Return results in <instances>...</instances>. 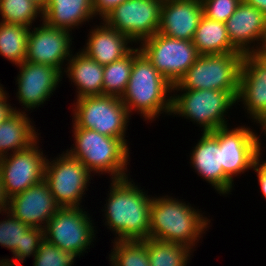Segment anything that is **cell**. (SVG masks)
Returning a JSON list of instances; mask_svg holds the SVG:
<instances>
[{
    "label": "cell",
    "mask_w": 266,
    "mask_h": 266,
    "mask_svg": "<svg viewBox=\"0 0 266 266\" xmlns=\"http://www.w3.org/2000/svg\"><path fill=\"white\" fill-rule=\"evenodd\" d=\"M16 97L25 112L38 108L53 95L52 92L59 87L63 78L62 73L53 66L46 64H35L23 61L17 65ZM29 109V110H28Z\"/></svg>",
    "instance_id": "cell-15"
},
{
    "label": "cell",
    "mask_w": 266,
    "mask_h": 266,
    "mask_svg": "<svg viewBox=\"0 0 266 266\" xmlns=\"http://www.w3.org/2000/svg\"><path fill=\"white\" fill-rule=\"evenodd\" d=\"M251 55L255 59H266V28L257 49Z\"/></svg>",
    "instance_id": "cell-37"
},
{
    "label": "cell",
    "mask_w": 266,
    "mask_h": 266,
    "mask_svg": "<svg viewBox=\"0 0 266 266\" xmlns=\"http://www.w3.org/2000/svg\"><path fill=\"white\" fill-rule=\"evenodd\" d=\"M9 197L5 193L4 184L0 175V214L8 211Z\"/></svg>",
    "instance_id": "cell-38"
},
{
    "label": "cell",
    "mask_w": 266,
    "mask_h": 266,
    "mask_svg": "<svg viewBox=\"0 0 266 266\" xmlns=\"http://www.w3.org/2000/svg\"><path fill=\"white\" fill-rule=\"evenodd\" d=\"M266 16V0H244Z\"/></svg>",
    "instance_id": "cell-39"
},
{
    "label": "cell",
    "mask_w": 266,
    "mask_h": 266,
    "mask_svg": "<svg viewBox=\"0 0 266 266\" xmlns=\"http://www.w3.org/2000/svg\"><path fill=\"white\" fill-rule=\"evenodd\" d=\"M266 69V59H256Z\"/></svg>",
    "instance_id": "cell-43"
},
{
    "label": "cell",
    "mask_w": 266,
    "mask_h": 266,
    "mask_svg": "<svg viewBox=\"0 0 266 266\" xmlns=\"http://www.w3.org/2000/svg\"><path fill=\"white\" fill-rule=\"evenodd\" d=\"M109 254L111 266H151L148 259L147 239L112 241Z\"/></svg>",
    "instance_id": "cell-29"
},
{
    "label": "cell",
    "mask_w": 266,
    "mask_h": 266,
    "mask_svg": "<svg viewBox=\"0 0 266 266\" xmlns=\"http://www.w3.org/2000/svg\"><path fill=\"white\" fill-rule=\"evenodd\" d=\"M130 180L129 177L111 180L105 200V226L115 233L113 241L145 240L150 235L153 197Z\"/></svg>",
    "instance_id": "cell-1"
},
{
    "label": "cell",
    "mask_w": 266,
    "mask_h": 266,
    "mask_svg": "<svg viewBox=\"0 0 266 266\" xmlns=\"http://www.w3.org/2000/svg\"><path fill=\"white\" fill-rule=\"evenodd\" d=\"M95 17L93 0H49L43 9V22L72 32Z\"/></svg>",
    "instance_id": "cell-24"
},
{
    "label": "cell",
    "mask_w": 266,
    "mask_h": 266,
    "mask_svg": "<svg viewBox=\"0 0 266 266\" xmlns=\"http://www.w3.org/2000/svg\"><path fill=\"white\" fill-rule=\"evenodd\" d=\"M200 212L190 203L186 204L185 201L169 195L153 197L149 238L183 244L190 249L195 248L211 222Z\"/></svg>",
    "instance_id": "cell-3"
},
{
    "label": "cell",
    "mask_w": 266,
    "mask_h": 266,
    "mask_svg": "<svg viewBox=\"0 0 266 266\" xmlns=\"http://www.w3.org/2000/svg\"><path fill=\"white\" fill-rule=\"evenodd\" d=\"M225 24L231 44L240 53L251 55L257 49L266 28V16L242 0Z\"/></svg>",
    "instance_id": "cell-19"
},
{
    "label": "cell",
    "mask_w": 266,
    "mask_h": 266,
    "mask_svg": "<svg viewBox=\"0 0 266 266\" xmlns=\"http://www.w3.org/2000/svg\"><path fill=\"white\" fill-rule=\"evenodd\" d=\"M139 46L140 51L172 85L178 83L199 57L192 41L170 38L158 32L143 40Z\"/></svg>",
    "instance_id": "cell-10"
},
{
    "label": "cell",
    "mask_w": 266,
    "mask_h": 266,
    "mask_svg": "<svg viewBox=\"0 0 266 266\" xmlns=\"http://www.w3.org/2000/svg\"><path fill=\"white\" fill-rule=\"evenodd\" d=\"M75 256L43 239L33 259V266H73Z\"/></svg>",
    "instance_id": "cell-32"
},
{
    "label": "cell",
    "mask_w": 266,
    "mask_h": 266,
    "mask_svg": "<svg viewBox=\"0 0 266 266\" xmlns=\"http://www.w3.org/2000/svg\"><path fill=\"white\" fill-rule=\"evenodd\" d=\"M202 16L201 0H163L158 33L192 41Z\"/></svg>",
    "instance_id": "cell-18"
},
{
    "label": "cell",
    "mask_w": 266,
    "mask_h": 266,
    "mask_svg": "<svg viewBox=\"0 0 266 266\" xmlns=\"http://www.w3.org/2000/svg\"><path fill=\"white\" fill-rule=\"evenodd\" d=\"M9 93H5L1 98H0V124L7 120L11 115H13L16 111H21L19 108L12 107L9 101L7 99L9 98L8 95Z\"/></svg>",
    "instance_id": "cell-36"
},
{
    "label": "cell",
    "mask_w": 266,
    "mask_h": 266,
    "mask_svg": "<svg viewBox=\"0 0 266 266\" xmlns=\"http://www.w3.org/2000/svg\"><path fill=\"white\" fill-rule=\"evenodd\" d=\"M126 0H93V10L95 17L102 20L111 10Z\"/></svg>",
    "instance_id": "cell-34"
},
{
    "label": "cell",
    "mask_w": 266,
    "mask_h": 266,
    "mask_svg": "<svg viewBox=\"0 0 266 266\" xmlns=\"http://www.w3.org/2000/svg\"><path fill=\"white\" fill-rule=\"evenodd\" d=\"M203 15L208 19L226 22L242 0H201Z\"/></svg>",
    "instance_id": "cell-33"
},
{
    "label": "cell",
    "mask_w": 266,
    "mask_h": 266,
    "mask_svg": "<svg viewBox=\"0 0 266 266\" xmlns=\"http://www.w3.org/2000/svg\"><path fill=\"white\" fill-rule=\"evenodd\" d=\"M194 249L173 242L147 238L148 259L151 266H187Z\"/></svg>",
    "instance_id": "cell-28"
},
{
    "label": "cell",
    "mask_w": 266,
    "mask_h": 266,
    "mask_svg": "<svg viewBox=\"0 0 266 266\" xmlns=\"http://www.w3.org/2000/svg\"><path fill=\"white\" fill-rule=\"evenodd\" d=\"M199 55L239 52L230 42L226 24L202 16L192 39Z\"/></svg>",
    "instance_id": "cell-26"
},
{
    "label": "cell",
    "mask_w": 266,
    "mask_h": 266,
    "mask_svg": "<svg viewBox=\"0 0 266 266\" xmlns=\"http://www.w3.org/2000/svg\"><path fill=\"white\" fill-rule=\"evenodd\" d=\"M22 264L20 263L19 260L14 259H0V266H21Z\"/></svg>",
    "instance_id": "cell-40"
},
{
    "label": "cell",
    "mask_w": 266,
    "mask_h": 266,
    "mask_svg": "<svg viewBox=\"0 0 266 266\" xmlns=\"http://www.w3.org/2000/svg\"><path fill=\"white\" fill-rule=\"evenodd\" d=\"M29 31L21 24L0 22V55L16 66L25 61Z\"/></svg>",
    "instance_id": "cell-27"
},
{
    "label": "cell",
    "mask_w": 266,
    "mask_h": 266,
    "mask_svg": "<svg viewBox=\"0 0 266 266\" xmlns=\"http://www.w3.org/2000/svg\"><path fill=\"white\" fill-rule=\"evenodd\" d=\"M74 102L73 119L79 128L119 138L127 145L125 138L130 114L120 97L112 95L86 96ZM74 120V121H73Z\"/></svg>",
    "instance_id": "cell-7"
},
{
    "label": "cell",
    "mask_w": 266,
    "mask_h": 266,
    "mask_svg": "<svg viewBox=\"0 0 266 266\" xmlns=\"http://www.w3.org/2000/svg\"><path fill=\"white\" fill-rule=\"evenodd\" d=\"M257 124L259 123V126H261V132H264V135L266 136V114L260 118L257 122Z\"/></svg>",
    "instance_id": "cell-41"
},
{
    "label": "cell",
    "mask_w": 266,
    "mask_h": 266,
    "mask_svg": "<svg viewBox=\"0 0 266 266\" xmlns=\"http://www.w3.org/2000/svg\"><path fill=\"white\" fill-rule=\"evenodd\" d=\"M64 69L66 74L77 88V98L103 95L104 65L97 63L82 51L73 54ZM66 72V73H65Z\"/></svg>",
    "instance_id": "cell-23"
},
{
    "label": "cell",
    "mask_w": 266,
    "mask_h": 266,
    "mask_svg": "<svg viewBox=\"0 0 266 266\" xmlns=\"http://www.w3.org/2000/svg\"><path fill=\"white\" fill-rule=\"evenodd\" d=\"M81 207H60L44 229V239L76 258L96 239L90 214Z\"/></svg>",
    "instance_id": "cell-8"
},
{
    "label": "cell",
    "mask_w": 266,
    "mask_h": 266,
    "mask_svg": "<svg viewBox=\"0 0 266 266\" xmlns=\"http://www.w3.org/2000/svg\"><path fill=\"white\" fill-rule=\"evenodd\" d=\"M40 25L30 28L25 61L50 65L64 73L63 65L73 55L72 32L50 27L44 22Z\"/></svg>",
    "instance_id": "cell-14"
},
{
    "label": "cell",
    "mask_w": 266,
    "mask_h": 266,
    "mask_svg": "<svg viewBox=\"0 0 266 266\" xmlns=\"http://www.w3.org/2000/svg\"><path fill=\"white\" fill-rule=\"evenodd\" d=\"M3 89H4V87L0 83V98L7 92L6 90H3Z\"/></svg>",
    "instance_id": "cell-44"
},
{
    "label": "cell",
    "mask_w": 266,
    "mask_h": 266,
    "mask_svg": "<svg viewBox=\"0 0 266 266\" xmlns=\"http://www.w3.org/2000/svg\"><path fill=\"white\" fill-rule=\"evenodd\" d=\"M2 23L21 24L32 28V23L40 17L43 21V9L32 0H0Z\"/></svg>",
    "instance_id": "cell-31"
},
{
    "label": "cell",
    "mask_w": 266,
    "mask_h": 266,
    "mask_svg": "<svg viewBox=\"0 0 266 266\" xmlns=\"http://www.w3.org/2000/svg\"><path fill=\"white\" fill-rule=\"evenodd\" d=\"M58 156L52 161L47 158L44 181L60 207H82L84 192L88 190L92 174L67 151Z\"/></svg>",
    "instance_id": "cell-9"
},
{
    "label": "cell",
    "mask_w": 266,
    "mask_h": 266,
    "mask_svg": "<svg viewBox=\"0 0 266 266\" xmlns=\"http://www.w3.org/2000/svg\"><path fill=\"white\" fill-rule=\"evenodd\" d=\"M244 56L240 52L199 55L172 89L230 91L237 98Z\"/></svg>",
    "instance_id": "cell-6"
},
{
    "label": "cell",
    "mask_w": 266,
    "mask_h": 266,
    "mask_svg": "<svg viewBox=\"0 0 266 266\" xmlns=\"http://www.w3.org/2000/svg\"><path fill=\"white\" fill-rule=\"evenodd\" d=\"M59 208L44 180L10 197L8 204V211L14 217L29 227L43 230Z\"/></svg>",
    "instance_id": "cell-16"
},
{
    "label": "cell",
    "mask_w": 266,
    "mask_h": 266,
    "mask_svg": "<svg viewBox=\"0 0 266 266\" xmlns=\"http://www.w3.org/2000/svg\"><path fill=\"white\" fill-rule=\"evenodd\" d=\"M38 140L24 150L0 158L1 180L9 198L44 180L47 155L37 145Z\"/></svg>",
    "instance_id": "cell-13"
},
{
    "label": "cell",
    "mask_w": 266,
    "mask_h": 266,
    "mask_svg": "<svg viewBox=\"0 0 266 266\" xmlns=\"http://www.w3.org/2000/svg\"><path fill=\"white\" fill-rule=\"evenodd\" d=\"M133 65V50L124 58L104 65L103 95L122 97Z\"/></svg>",
    "instance_id": "cell-30"
},
{
    "label": "cell",
    "mask_w": 266,
    "mask_h": 266,
    "mask_svg": "<svg viewBox=\"0 0 266 266\" xmlns=\"http://www.w3.org/2000/svg\"><path fill=\"white\" fill-rule=\"evenodd\" d=\"M74 143L66 151L78 159L91 173L109 174L112 180L124 179L127 174L130 151L119 138L105 136L97 131L79 128L73 123Z\"/></svg>",
    "instance_id": "cell-4"
},
{
    "label": "cell",
    "mask_w": 266,
    "mask_h": 266,
    "mask_svg": "<svg viewBox=\"0 0 266 266\" xmlns=\"http://www.w3.org/2000/svg\"><path fill=\"white\" fill-rule=\"evenodd\" d=\"M237 102L244 104L253 122L266 114V69L252 55L242 61Z\"/></svg>",
    "instance_id": "cell-20"
},
{
    "label": "cell",
    "mask_w": 266,
    "mask_h": 266,
    "mask_svg": "<svg viewBox=\"0 0 266 266\" xmlns=\"http://www.w3.org/2000/svg\"><path fill=\"white\" fill-rule=\"evenodd\" d=\"M26 112L16 111L0 124V158L24 150L40 135ZM38 133V134H37Z\"/></svg>",
    "instance_id": "cell-25"
},
{
    "label": "cell",
    "mask_w": 266,
    "mask_h": 266,
    "mask_svg": "<svg viewBox=\"0 0 266 266\" xmlns=\"http://www.w3.org/2000/svg\"><path fill=\"white\" fill-rule=\"evenodd\" d=\"M175 91L183 93L176 94ZM171 115L182 116L201 128L203 133L228 126V109L238 104L237 98L230 91L213 89H172ZM227 113V114H226Z\"/></svg>",
    "instance_id": "cell-5"
},
{
    "label": "cell",
    "mask_w": 266,
    "mask_h": 266,
    "mask_svg": "<svg viewBox=\"0 0 266 266\" xmlns=\"http://www.w3.org/2000/svg\"><path fill=\"white\" fill-rule=\"evenodd\" d=\"M163 0H126L116 6L103 21L133 43H140L158 32Z\"/></svg>",
    "instance_id": "cell-11"
},
{
    "label": "cell",
    "mask_w": 266,
    "mask_h": 266,
    "mask_svg": "<svg viewBox=\"0 0 266 266\" xmlns=\"http://www.w3.org/2000/svg\"><path fill=\"white\" fill-rule=\"evenodd\" d=\"M262 153L255 161L253 171L256 172L262 196L266 199V161L262 160ZM262 163V164H261Z\"/></svg>",
    "instance_id": "cell-35"
},
{
    "label": "cell",
    "mask_w": 266,
    "mask_h": 266,
    "mask_svg": "<svg viewBox=\"0 0 266 266\" xmlns=\"http://www.w3.org/2000/svg\"><path fill=\"white\" fill-rule=\"evenodd\" d=\"M172 86L139 47L133 49L131 75L125 93L121 97L130 116L136 111L147 122L148 120L152 122L163 112L171 115Z\"/></svg>",
    "instance_id": "cell-2"
},
{
    "label": "cell",
    "mask_w": 266,
    "mask_h": 266,
    "mask_svg": "<svg viewBox=\"0 0 266 266\" xmlns=\"http://www.w3.org/2000/svg\"><path fill=\"white\" fill-rule=\"evenodd\" d=\"M221 147L223 172L234 182V177L254 167L262 153L261 139L249 126L230 128L225 126L213 130Z\"/></svg>",
    "instance_id": "cell-12"
},
{
    "label": "cell",
    "mask_w": 266,
    "mask_h": 266,
    "mask_svg": "<svg viewBox=\"0 0 266 266\" xmlns=\"http://www.w3.org/2000/svg\"><path fill=\"white\" fill-rule=\"evenodd\" d=\"M3 215L7 217L0 221V246L9 249L13 257L21 263L26 261L27 257H35L44 239V230L29 227L9 211L2 213Z\"/></svg>",
    "instance_id": "cell-22"
},
{
    "label": "cell",
    "mask_w": 266,
    "mask_h": 266,
    "mask_svg": "<svg viewBox=\"0 0 266 266\" xmlns=\"http://www.w3.org/2000/svg\"><path fill=\"white\" fill-rule=\"evenodd\" d=\"M202 136L190 152V165L198 176L215 188L221 195H228L233 190V181L223 172L221 164V147L212 132L201 133Z\"/></svg>",
    "instance_id": "cell-17"
},
{
    "label": "cell",
    "mask_w": 266,
    "mask_h": 266,
    "mask_svg": "<svg viewBox=\"0 0 266 266\" xmlns=\"http://www.w3.org/2000/svg\"><path fill=\"white\" fill-rule=\"evenodd\" d=\"M32 1L35 2L37 5H39L42 9H44L49 2V0H32Z\"/></svg>",
    "instance_id": "cell-42"
},
{
    "label": "cell",
    "mask_w": 266,
    "mask_h": 266,
    "mask_svg": "<svg viewBox=\"0 0 266 266\" xmlns=\"http://www.w3.org/2000/svg\"><path fill=\"white\" fill-rule=\"evenodd\" d=\"M87 36L88 40L81 51L101 65L118 61L134 49L129 46L133 42L126 35L109 27L103 20Z\"/></svg>",
    "instance_id": "cell-21"
}]
</instances>
